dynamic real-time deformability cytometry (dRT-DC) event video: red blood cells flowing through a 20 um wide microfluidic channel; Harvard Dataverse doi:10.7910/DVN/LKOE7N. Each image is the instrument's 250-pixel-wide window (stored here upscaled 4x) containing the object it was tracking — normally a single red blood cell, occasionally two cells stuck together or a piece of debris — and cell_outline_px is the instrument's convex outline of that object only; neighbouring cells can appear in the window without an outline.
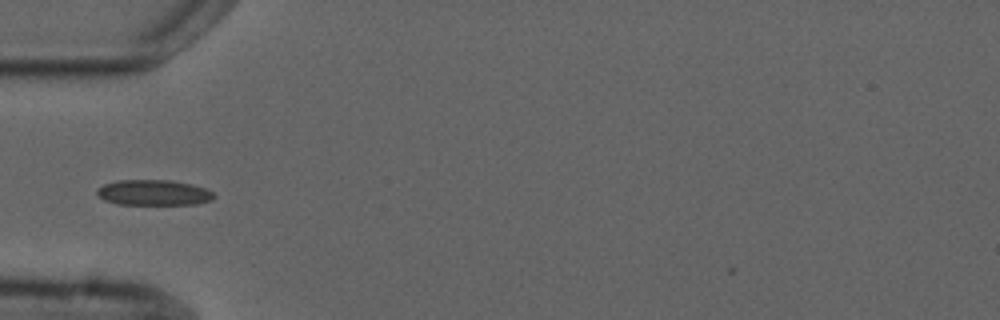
{"species": "common noctule bat (a hibernating species)", "species_latin": "Nyctalus noctula", "temperature_condition": "cold", "stored_images_in_passage": 1, "camera_frame_rate_fps": 3000, "um_per_image_px": 0.085, "animal": {"sex": "male", "forearm_length_mm": 52.5}, "frame": {"image": 1, "passage_image": 1, "time_ms": 0.0, "image_size_px": [1000, 320], "cell_outline_px": [[216, 196], [212, 200], [196, 204], [116, 204], [104, 200], [96, 196], [96, 188], [104, 184], [116, 180], [172, 180], [192, 184], [204, 188], [212, 192]], "centroid_in_image_um": [13.02, 16.37], "position_along_channel_um": 72.0, "area_um2": 17.57}}